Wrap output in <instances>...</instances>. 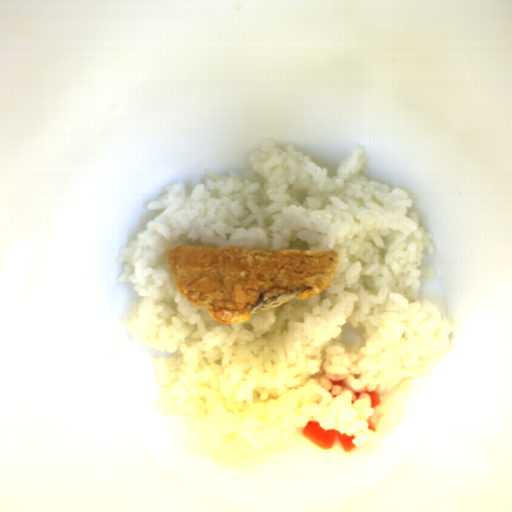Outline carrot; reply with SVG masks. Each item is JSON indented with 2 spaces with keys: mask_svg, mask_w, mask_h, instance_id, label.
Here are the masks:
<instances>
[{
  "mask_svg": "<svg viewBox=\"0 0 512 512\" xmlns=\"http://www.w3.org/2000/svg\"><path fill=\"white\" fill-rule=\"evenodd\" d=\"M300 435L317 448L332 450L336 441L344 452H351L357 446L354 445V435H346L337 429L323 430L320 422L310 420L301 428Z\"/></svg>",
  "mask_w": 512,
  "mask_h": 512,
  "instance_id": "1",
  "label": "carrot"
},
{
  "mask_svg": "<svg viewBox=\"0 0 512 512\" xmlns=\"http://www.w3.org/2000/svg\"><path fill=\"white\" fill-rule=\"evenodd\" d=\"M364 393L368 394L370 396V398H371V408H374V407L380 405L381 400H380V396H379L378 392H375V391L370 392L368 390V391H366Z\"/></svg>",
  "mask_w": 512,
  "mask_h": 512,
  "instance_id": "2",
  "label": "carrot"
},
{
  "mask_svg": "<svg viewBox=\"0 0 512 512\" xmlns=\"http://www.w3.org/2000/svg\"><path fill=\"white\" fill-rule=\"evenodd\" d=\"M330 381H331V383H332L333 385H342V386L344 385V380H341V381H333V380H330Z\"/></svg>",
  "mask_w": 512,
  "mask_h": 512,
  "instance_id": "3",
  "label": "carrot"
},
{
  "mask_svg": "<svg viewBox=\"0 0 512 512\" xmlns=\"http://www.w3.org/2000/svg\"><path fill=\"white\" fill-rule=\"evenodd\" d=\"M368 429L372 430L373 432H376L375 427L372 425L371 421L368 422Z\"/></svg>",
  "mask_w": 512,
  "mask_h": 512,
  "instance_id": "4",
  "label": "carrot"
},
{
  "mask_svg": "<svg viewBox=\"0 0 512 512\" xmlns=\"http://www.w3.org/2000/svg\"><path fill=\"white\" fill-rule=\"evenodd\" d=\"M354 395H355L356 400H357V399H359V398H360V396H361V392H358V391H357V392H355V393H354Z\"/></svg>",
  "mask_w": 512,
  "mask_h": 512,
  "instance_id": "5",
  "label": "carrot"
}]
</instances>
